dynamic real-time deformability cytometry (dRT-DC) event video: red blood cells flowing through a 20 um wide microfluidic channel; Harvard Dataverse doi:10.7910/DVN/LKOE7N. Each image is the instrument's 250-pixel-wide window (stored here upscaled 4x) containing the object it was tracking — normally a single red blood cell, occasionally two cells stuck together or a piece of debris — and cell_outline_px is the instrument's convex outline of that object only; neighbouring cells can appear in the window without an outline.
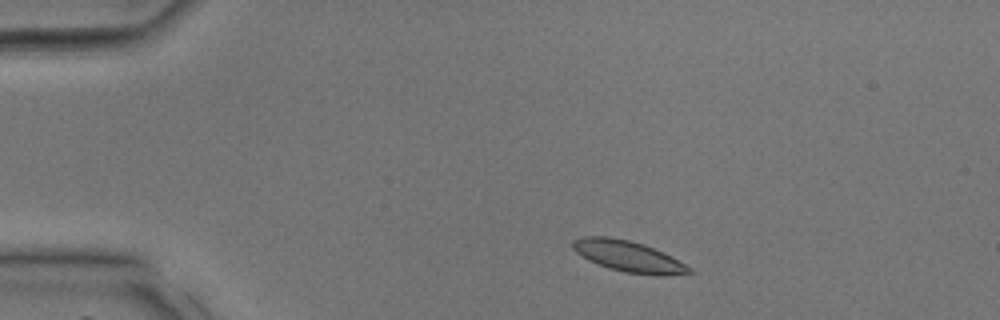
{"species": "common noctule bat (a hibernating species)", "species_latin": "Nyctalus noctula", "temperature_condition": "room temperature", "stored_images_in_passage": 35, "camera_frame_rate_fps": 3000, "um_per_image_px": 0.085, "animal": {"sex": "male", "body_mass_g": 17.9, "forearm_length_mm": 54.2}, "frame": {"image": 1, "passage_image": 4, "time_ms": 1.0, "image_size_px": [1000, 320], "cell_outline_px": [[696, 272], [624, 272], [608, 268], [588, 260], [576, 252], [572, 248], [572, 240], [584, 236], [608, 236], [628, 240], [644, 244], [664, 252], [692, 268]], "centroid_in_image_um": [53.27, 21.71], "position_along_channel_um": 31.7, "area_um2": 20.11}}
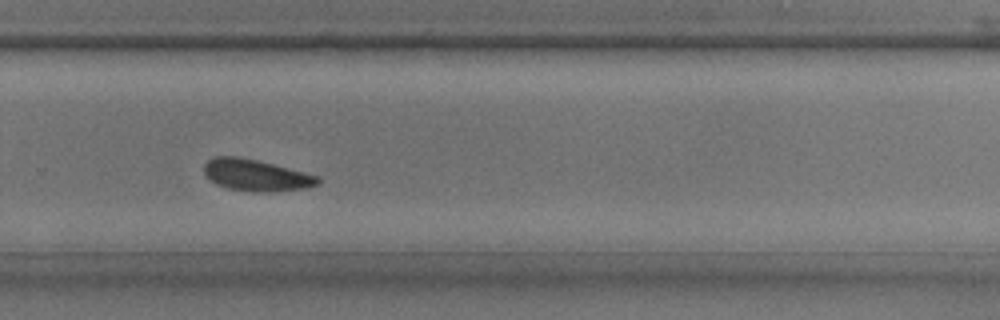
{"frame": {"image": 2, "passage_image": 23, "time_ms": 7.333, "image_size_px": [1000, 320], "cell_outline_px": [[320, 180], [316, 184], [308, 188], [276, 192], [256, 192], [228, 188], [216, 184], [204, 172], [204, 164], [208, 160], [216, 156], [236, 156], [256, 160], [320, 176]], "centroid_in_image_um": [21.78, 14.9], "position_along_channel_um": 308.0, "area_um2": 20.81}}
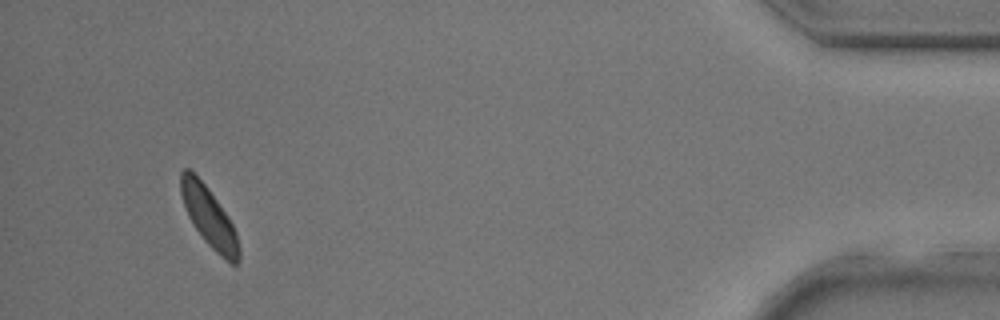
{"frame": {"image": 3, "passage_image": 33, "time_ms": 10.667, "image_size_px": [1000, 320], "cell_outline_px": [[240, 260], [236, 264], [232, 264], [216, 252], [204, 240], [188, 216], [180, 192], [180, 172], [184, 168], [188, 168], [208, 188], [228, 216], [236, 232], [240, 248]], "centroid_in_image_um": [17.78, 18.45], "position_along_channel_um": 417.4, "area_um2": 19.94}}